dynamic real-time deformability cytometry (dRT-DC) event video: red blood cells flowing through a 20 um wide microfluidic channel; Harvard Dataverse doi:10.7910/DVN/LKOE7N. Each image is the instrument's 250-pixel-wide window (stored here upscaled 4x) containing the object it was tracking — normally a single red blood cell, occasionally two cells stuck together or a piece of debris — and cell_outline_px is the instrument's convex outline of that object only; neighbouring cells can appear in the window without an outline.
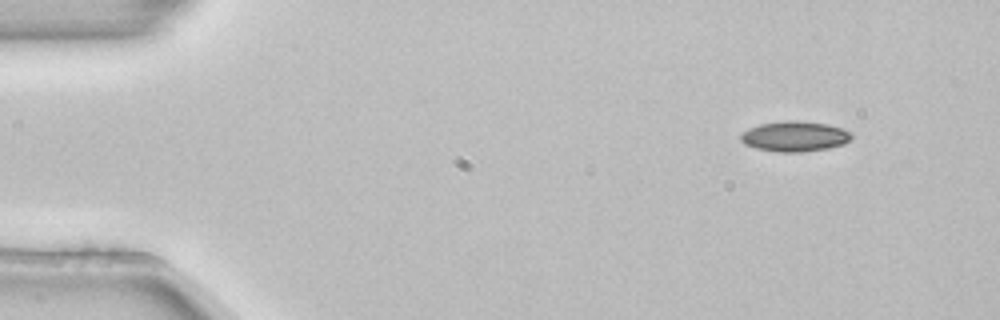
{"species": "common noctule bat (a hibernating species)", "species_latin": "Nyctalus noctula", "temperature_condition": "room temperature", "stored_images_in_passage": 4, "camera_frame_rate_fps": 3000, "um_per_image_px": 0.085, "animal": {"sex": "female", "body_mass_g": 22.7, "forearm_length_mm": 54.2}, "frame": {"image": 1, "passage_image": 1, "time_ms": 0.0, "image_size_px": [1000, 320], "cell_outline_px": [[852, 140], [844, 144], [828, 148], [800, 152], [776, 152], [756, 148], [744, 144], [740, 140], [740, 132], [748, 128], [760, 124], [788, 120], [796, 120], [828, 124], [852, 132]], "centroid_in_image_um": [67.54, 11.59], "position_along_channel_um": 17.5, "area_um2": 19.77}}
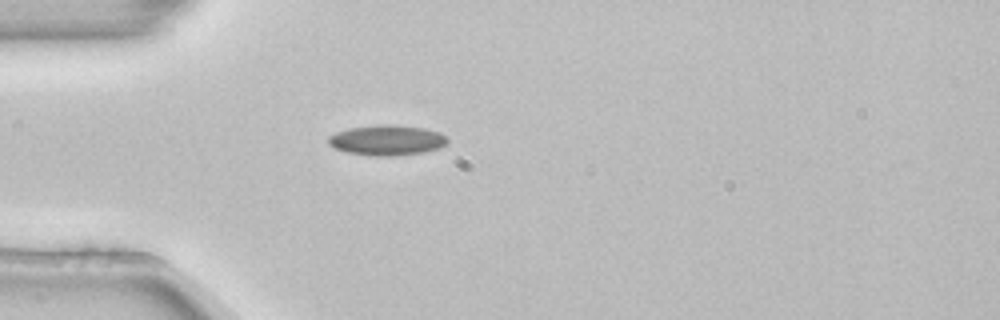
{"frame": {"image": 2, "passage_image": 4, "time_ms": 1.0, "image_size_px": [1000, 320], "cell_outline_px": [[448, 144], [440, 148], [424, 152], [392, 156], [372, 156], [348, 152], [336, 148], [328, 144], [328, 136], [336, 132], [348, 128], [384, 124], [396, 124], [424, 128], [440, 132], [448, 140]], "centroid_in_image_um": [32.91, 11.91], "position_along_channel_um": 52.1, "area_um2": 21.15}}